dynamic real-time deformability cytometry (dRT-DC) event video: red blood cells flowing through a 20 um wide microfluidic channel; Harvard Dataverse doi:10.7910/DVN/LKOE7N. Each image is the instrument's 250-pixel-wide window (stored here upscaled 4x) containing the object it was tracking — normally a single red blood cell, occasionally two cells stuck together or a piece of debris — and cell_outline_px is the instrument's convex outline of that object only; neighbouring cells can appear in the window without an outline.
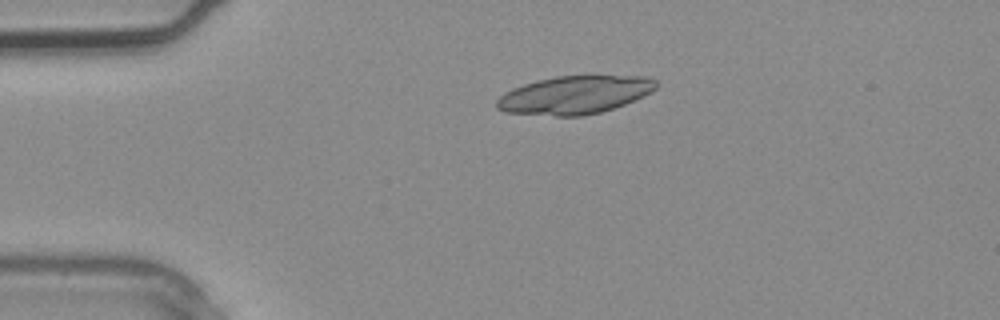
{"species": "common noctule bat (a hibernating species)", "species_latin": "Nyctalus noctula", "temperature_condition": "warm", "stored_images_in_passage": 2, "camera_frame_rate_fps": 3000, "um_per_image_px": 0.085, "animal": {"sex": "male", "body_mass_g": 20.4}, "frame": {"image": 1, "passage_image": 2, "time_ms": 0.333, "image_size_px": [1000, 320], "cell_outline_px": [[660, 84], [652, 92], [624, 104], [600, 112], [580, 116], [556, 116], [504, 112], [496, 108], [496, 100], [504, 92], [512, 88], [524, 84], [556, 76], [648, 76], [660, 80]], "centroid_in_image_um": [48.87, 8.06], "position_along_channel_um": 36.1, "area_um2": 35.43}}